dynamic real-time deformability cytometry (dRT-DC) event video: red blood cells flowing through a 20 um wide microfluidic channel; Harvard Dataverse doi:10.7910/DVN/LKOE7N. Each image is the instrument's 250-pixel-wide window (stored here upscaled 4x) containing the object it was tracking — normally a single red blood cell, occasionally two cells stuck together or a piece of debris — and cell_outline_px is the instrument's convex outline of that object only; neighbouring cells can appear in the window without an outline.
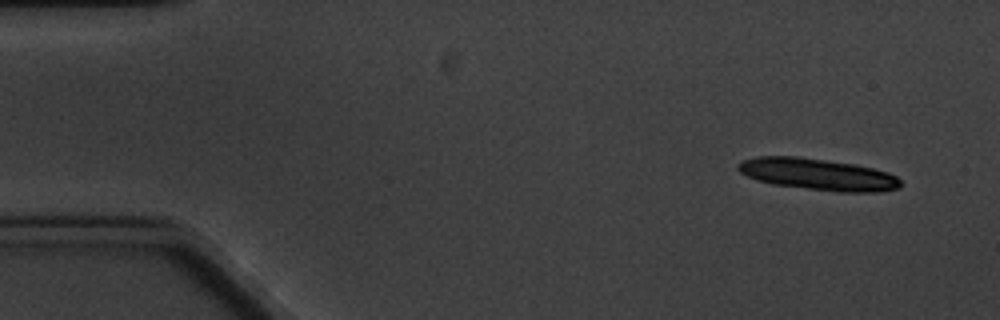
{"species": "common noctule bat (a hibernating species)", "species_latin": "Nyctalus noctula", "temperature_condition": "cold", "stored_images_in_passage": 6, "camera_frame_rate_fps": 3000, "um_per_image_px": 0.085, "animal": {"sex": "male", "body_mass_g": 20.1, "forearm_length_mm": 53.5}, "frame": {"image": 1, "passage_image": 1, "time_ms": 0.0, "image_size_px": [1000, 320], "cell_outline_px": [[900, 184], [896, 188], [876, 192], [840, 192], [772, 184], [756, 180], [740, 172], [736, 168], [736, 164], [744, 160], [756, 156], [796, 156], [856, 164], [888, 172], [896, 176], [900, 180]], "centroid_in_image_um": [69.48, 14.81], "position_along_channel_um": 15.5, "area_um2": 29.88}}
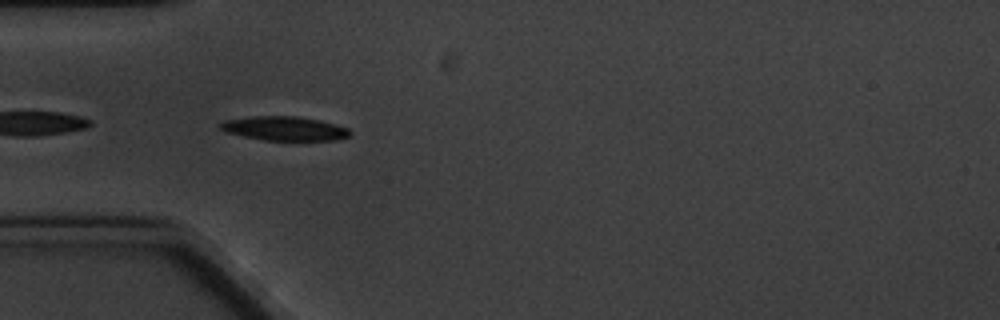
{"frame": {"image": 2, "passage_image": 5, "time_ms": 4.667, "image_size_px": [1000, 320], "cell_outline_px": [[352, 132], [348, 136], [332, 140], [264, 140], [244, 136], [228, 132], [220, 128], [216, 124], [224, 120], [252, 116], [296, 116], [320, 120], [348, 128]], "centroid_in_image_um": [24.15, 10.91], "position_along_channel_um": 60.9, "area_um2": 18.09}}